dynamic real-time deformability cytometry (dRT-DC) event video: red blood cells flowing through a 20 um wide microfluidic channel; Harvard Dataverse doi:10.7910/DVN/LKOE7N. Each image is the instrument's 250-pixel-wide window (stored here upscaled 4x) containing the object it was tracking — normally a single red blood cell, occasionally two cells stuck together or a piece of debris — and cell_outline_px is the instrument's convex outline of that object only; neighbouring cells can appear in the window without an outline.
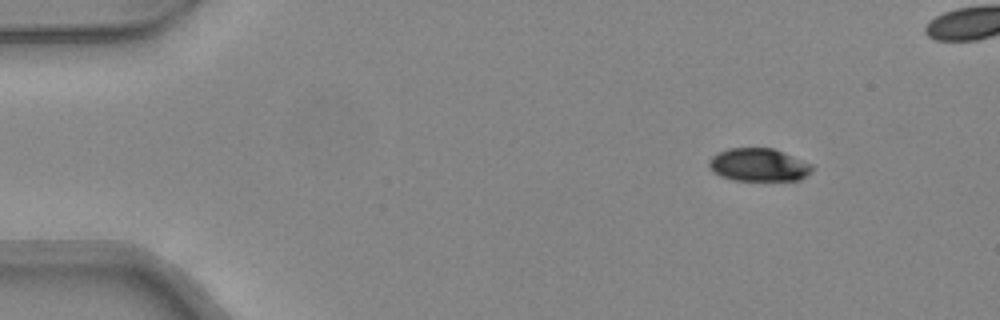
{"species": "common noctule bat (a hibernating species)", "species_latin": "Nyctalus noctula", "temperature_condition": "warm", "stored_images_in_passage": 48, "camera_frame_rate_fps": 3000, "um_per_image_px": 0.085, "animal": {"sex": "female", "body_mass_g": 24.6, "forearm_length_mm": 56.2}, "frame": {"image": 1, "passage_image": 6, "time_ms": 1.667, "image_size_px": [1000, 320], "cell_outline_px": [[812, 172], [800, 180], [732, 180], [720, 176], [708, 164], [708, 160], [712, 156], [728, 148], [772, 148], [784, 152], [812, 164]], "centroid_in_image_um": [64.51, 14.01], "position_along_channel_um": 20.5, "area_um2": 19.71}}
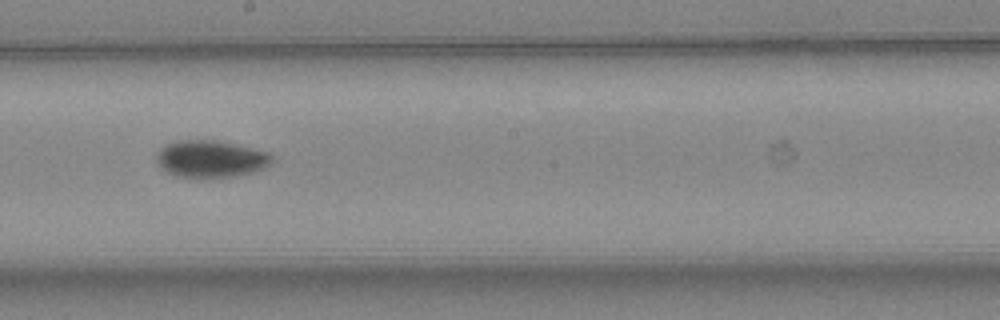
{"frame": {"image": 2, "passage_image": 27, "time_ms": 8.667, "image_size_px": [1000, 320], "cell_outline_px": [[272, 160], [264, 168], [252, 172], [236, 176], [200, 180], [196, 180], [176, 176], [164, 172], [160, 168], [156, 160], [156, 152], [160, 148], [168, 144], [180, 140], [216, 140], [268, 152], [272, 156]], "centroid_in_image_um": [17.84, 13.55], "position_along_channel_um": 230.4, "area_um2": 25.49}}
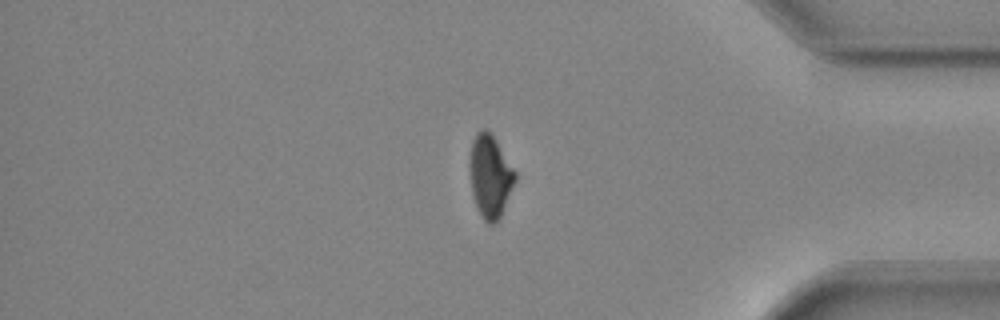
{"frame": {"image": 3, "passage_image": 40, "time_ms": 13.0, "image_size_px": [1000, 320], "cell_outline_px": [[516, 180], [500, 216], [496, 224], [488, 224], [484, 220], [476, 208], [472, 192], [468, 160], [472, 140], [476, 132], [480, 128], [484, 128], [496, 140], [516, 172]], "centroid_in_image_um": [41.63, 14.97], "position_along_channel_um": 393.6, "area_um2": 21.96}, "authors_computed_cell_mechanics": {"area_um2": 22.5709, "velocity_mm_per_s": 4.3546, "shape_relaxation_time_tau1_ms": 3.0423, "shape_relaxation_time_tau2_ms": null, "deformation_change_tau1": 0.1157, "deformation_change_tau2": null}}